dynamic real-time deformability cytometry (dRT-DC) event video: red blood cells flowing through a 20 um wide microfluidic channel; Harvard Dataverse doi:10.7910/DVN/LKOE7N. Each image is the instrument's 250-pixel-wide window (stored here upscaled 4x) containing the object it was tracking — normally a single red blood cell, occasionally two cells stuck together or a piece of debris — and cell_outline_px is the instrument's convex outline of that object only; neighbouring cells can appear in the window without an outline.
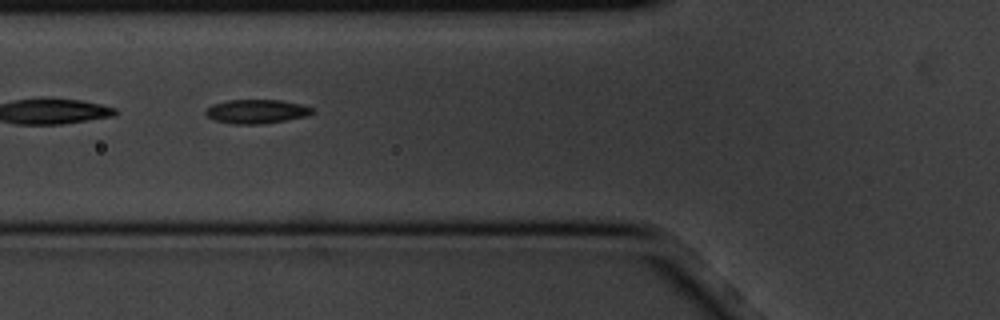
{"species": "common noctule bat (a hibernating species)", "species_latin": "Nyctalus noctula", "temperature_condition": "cold", "stored_images_in_passage": 4, "camera_frame_rate_fps": 3000, "um_per_image_px": 0.085, "animal": {"sex": "male", "body_mass_g": 20.1, "forearm_length_mm": 53.5}, "frame": {"image": 1, "passage_image": 3, "time_ms": 0.667, "image_size_px": [1000, 320], "cell_outline_px": [[312, 112], [308, 116], [288, 120], [260, 124], [232, 124], [216, 120], [208, 116], [204, 112], [212, 104], [228, 100], [280, 100], [300, 104], [312, 108]], "centroid_in_image_um": [21.8, 9.47], "position_along_channel_um": 104.0, "area_um2": 14.8}}
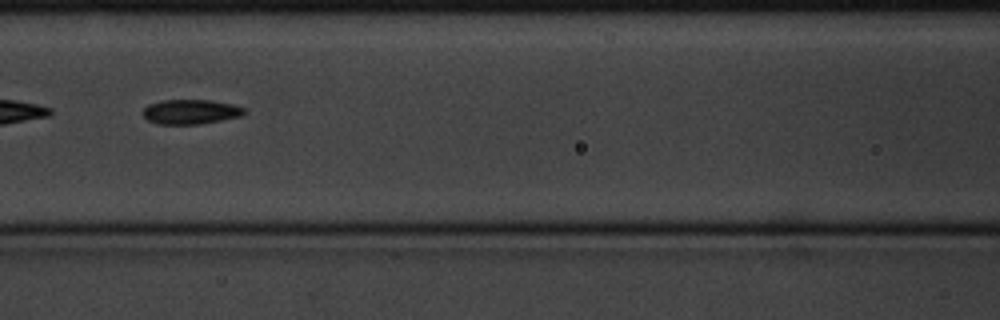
{"frame": {"image": 2, "passage_image": 4, "time_ms": 1.0, "image_size_px": [1000, 320], "cell_outline_px": [[248, 112], [240, 116], [200, 124], [156, 124], [148, 120], [144, 116], [144, 108], [148, 104], [160, 100], [212, 100], [232, 104], [244, 108]], "centroid_in_image_um": [16.2, 9.49], "position_along_channel_um": 150.4, "area_um2": 14.57}}